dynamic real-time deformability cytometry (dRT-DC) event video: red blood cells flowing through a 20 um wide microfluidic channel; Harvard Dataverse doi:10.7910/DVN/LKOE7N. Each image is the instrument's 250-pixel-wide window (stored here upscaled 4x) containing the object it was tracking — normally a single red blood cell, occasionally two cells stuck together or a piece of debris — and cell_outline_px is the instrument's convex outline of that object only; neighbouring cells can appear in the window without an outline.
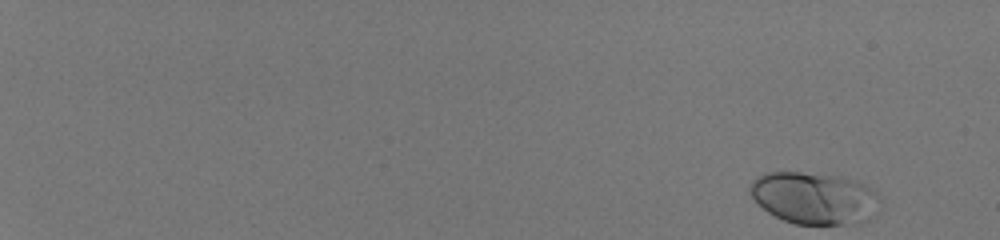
{"species": "human", "species_latin": "Homo sapiens", "temperature_condition": "room temperature", "stored_images_in_passage": 52, "camera_frame_rate_fps": 3000, "um_per_image_px": 0.085, "donor": {"sex": "male"}, "frame": {"image": 1, "passage_image": 1, "time_ms": 0.0, "image_size_px": [1000, 240], "cell_outline_px": [[880, 200], [868, 220], [860, 224], [796, 224], [784, 220], [768, 212], [752, 196], [748, 188], [752, 180], [764, 172], [800, 172], [844, 176], [856, 180], [876, 188], [880, 196]], "centroid_in_image_um": [69.26, 16.81], "position_along_channel_um": 15.7, "area_um2": 39.77}}
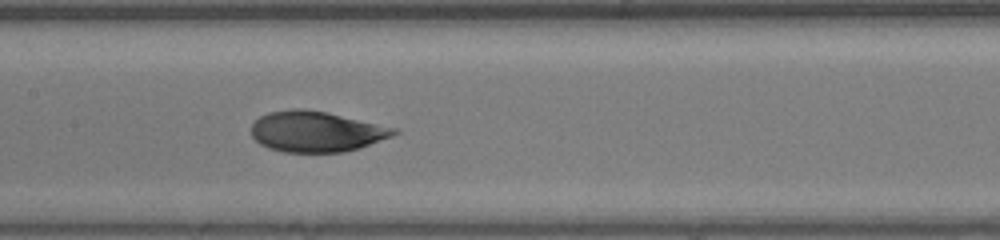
{"frame": {"image": 2, "passage_image": 30, "time_ms": 9.667, "image_size_px": [1000, 240], "cell_outline_px": [[400, 132], [392, 136], [344, 152], [284, 152], [268, 148], [260, 144], [252, 136], [252, 124], [260, 116], [268, 112], [292, 108], [304, 108], [328, 112], [400, 128]], "centroid_in_image_um": [26.89, 11.16], "position_along_channel_um": 180.5, "area_um2": 33.99}}
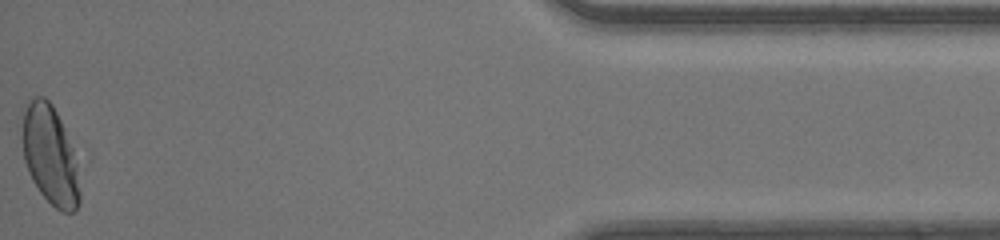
{"frame": {"image": 3, "passage_image": 52, "time_ms": 17.0, "image_size_px": [1000, 240], "cell_outline_px": [[80, 204], [72, 212], [60, 212], [40, 192], [32, 180], [28, 172], [24, 160], [20, 136], [24, 112], [28, 104], [36, 96], [44, 96], [52, 104], [80, 160]], "centroid_in_image_um": [4.29, 13.22], "position_along_channel_um": 430.9, "area_um2": 33.99}, "authors_computed_cell_mechanics": {"area_um2": 34.2465, "velocity_mm_per_s": 4.1698, "shape_relaxation_time_tau1_ms": 3.0999, "shape_relaxation_time_tau2_ms": null, "deformation_change_tau1": 0.1466, "deformation_change_tau2": null}}